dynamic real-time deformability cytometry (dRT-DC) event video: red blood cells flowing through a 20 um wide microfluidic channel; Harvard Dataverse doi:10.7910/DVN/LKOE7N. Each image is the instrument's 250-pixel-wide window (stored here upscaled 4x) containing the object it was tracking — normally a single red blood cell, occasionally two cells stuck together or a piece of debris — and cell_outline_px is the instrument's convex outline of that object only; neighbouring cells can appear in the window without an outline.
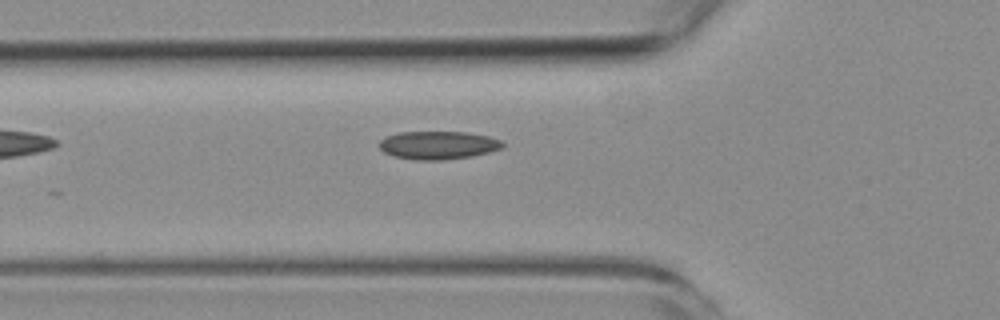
{"species": "common noctule bat (a hibernating species)", "species_latin": "Nyctalus noctula", "temperature_condition": "room temperature", "stored_images_in_passage": 5, "camera_frame_rate_fps": 3000, "um_per_image_px": 0.085, "animal": {"sex": "female", "body_mass_g": 19.3, "forearm_length_mm": 54.1}, "frame": {"image": 1, "passage_image": 5, "time_ms": 4.667, "image_size_px": [1000, 320], "cell_outline_px": [[504, 148], [472, 156], [444, 160], [412, 160], [392, 156], [384, 152], [380, 148], [380, 140], [384, 136], [400, 132], [464, 132], [488, 136], [500, 140], [504, 144]], "centroid_in_image_um": [37.22, 12.34], "position_along_channel_um": 88.6, "area_um2": 20.35}}